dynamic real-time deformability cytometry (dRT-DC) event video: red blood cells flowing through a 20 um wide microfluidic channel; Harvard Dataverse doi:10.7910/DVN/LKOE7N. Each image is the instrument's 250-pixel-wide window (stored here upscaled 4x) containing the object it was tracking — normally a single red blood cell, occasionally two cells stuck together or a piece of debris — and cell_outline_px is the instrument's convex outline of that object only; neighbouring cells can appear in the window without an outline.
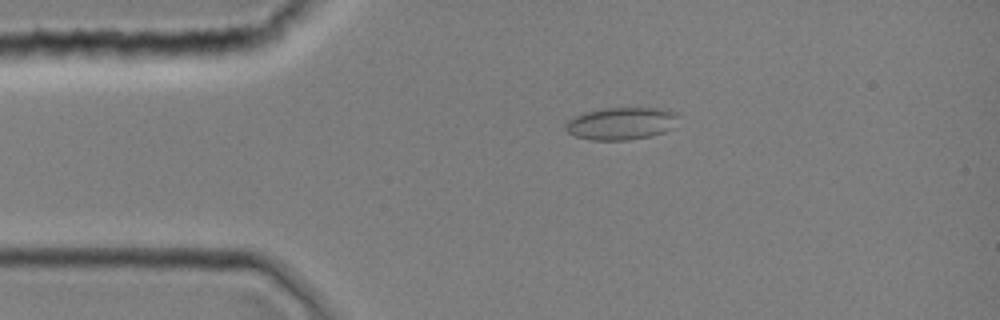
{"species": "common noctule bat (a hibernating species)", "species_latin": "Nyctalus noctula", "temperature_condition": "room temperature", "stored_images_in_passage": 11, "camera_frame_rate_fps": 3000, "um_per_image_px": 0.085, "animal": {"sex": "female", "body_mass_g": 19.0, "forearm_length_mm": 51.5}, "frame": {"image": 1, "passage_image": 8, "time_ms": 2.333, "image_size_px": [1000, 320], "cell_outline_px": [[680, 112], [672, 128], [664, 132], [648, 136], [628, 140], [592, 140], [576, 136], [568, 132], [564, 128], [564, 124], [572, 116], [584, 112], [604, 108], [660, 108]], "centroid_in_image_um": [52.79, 10.48], "position_along_channel_um": 32.2, "area_um2": 21.44}}